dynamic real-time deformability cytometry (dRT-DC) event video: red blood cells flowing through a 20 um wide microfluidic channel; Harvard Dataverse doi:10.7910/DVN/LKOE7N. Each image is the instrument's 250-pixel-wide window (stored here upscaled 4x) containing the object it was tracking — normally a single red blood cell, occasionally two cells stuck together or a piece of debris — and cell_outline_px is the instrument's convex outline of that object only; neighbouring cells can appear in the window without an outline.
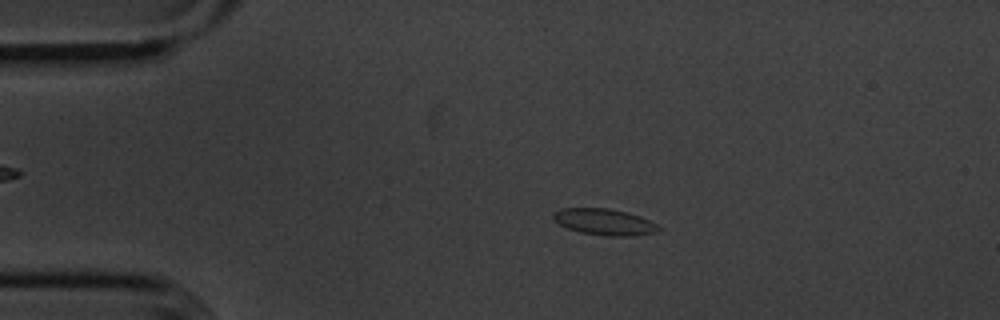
{"species": "common noctule bat (a hibernating species)", "species_latin": "Nyctalus noctula", "temperature_condition": "cold", "stored_images_in_passage": 55, "camera_frame_rate_fps": 3000, "um_per_image_px": 0.085, "animal": {"sex": "male", "body_mass_g": 20.1, "forearm_length_mm": 53.5}, "frame": {"image": 1, "passage_image": 11, "time_ms": 3.333, "image_size_px": [1000, 320], "cell_outline_px": [[660, 232], [636, 236], [608, 236], [580, 232], [568, 228], [552, 220], [552, 212], [564, 208], [608, 208], [628, 212], [640, 216], [656, 224], [660, 228]], "centroid_in_image_um": [51.38, 18.86], "position_along_channel_um": 33.6, "area_um2": 16.3}}
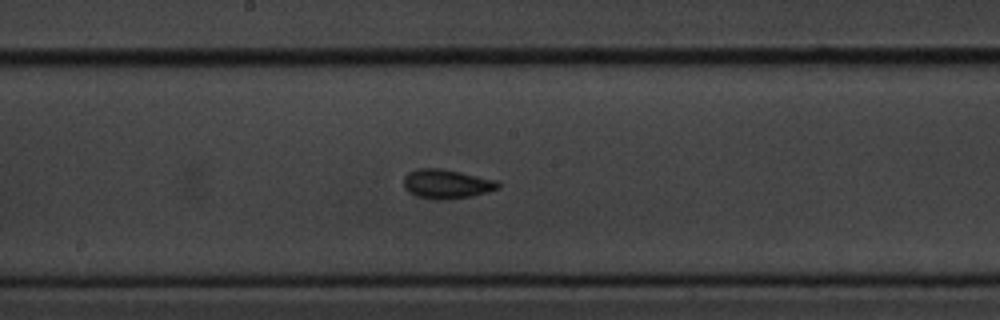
{"frame": {"image": 2, "passage_image": 29, "time_ms": 9.333, "image_size_px": [1000, 320], "cell_outline_px": [[500, 188], [472, 196], [444, 200], [436, 200], [416, 196], [408, 192], [404, 188], [404, 176], [408, 172], [416, 168], [440, 168], [460, 172], [496, 180], [500, 184]], "centroid_in_image_um": [37.93, 15.64], "position_along_channel_um": 210.3, "area_um2": 16.18}}
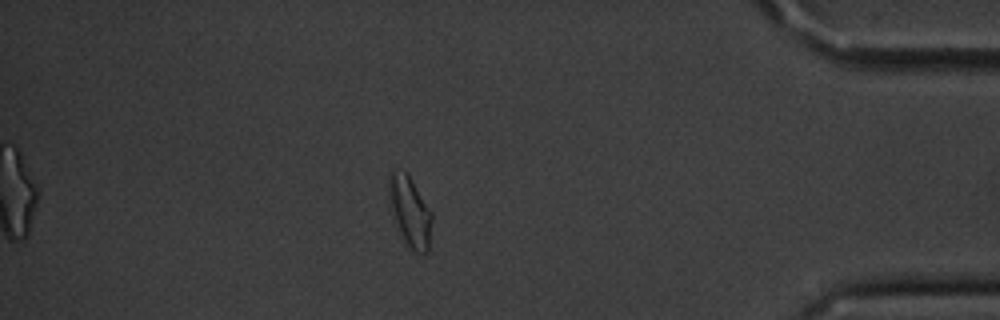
{"frame": {"image": 3, "passage_image": 48, "time_ms": 15.667, "image_size_px": [1000, 320], "cell_outline_px": [[432, 220], [428, 252], [416, 252], [400, 236], [392, 208], [388, 192], [388, 176], [396, 168], [408, 172], [432, 212]], "centroid_in_image_um": [34.85, 17.91], "position_along_channel_um": 400.3, "area_um2": 17.51}, "authors_computed_cell_mechanics": {"area_um2": 15.7216, "velocity_mm_per_s": 3.5994, "shape_relaxation_time_tau1_ms": 2.4361, "shape_relaxation_time_tau2_ms": 1.4518, "deformation_change_tau1": 0.1012, "deformation_change_tau2": 0.0469}}